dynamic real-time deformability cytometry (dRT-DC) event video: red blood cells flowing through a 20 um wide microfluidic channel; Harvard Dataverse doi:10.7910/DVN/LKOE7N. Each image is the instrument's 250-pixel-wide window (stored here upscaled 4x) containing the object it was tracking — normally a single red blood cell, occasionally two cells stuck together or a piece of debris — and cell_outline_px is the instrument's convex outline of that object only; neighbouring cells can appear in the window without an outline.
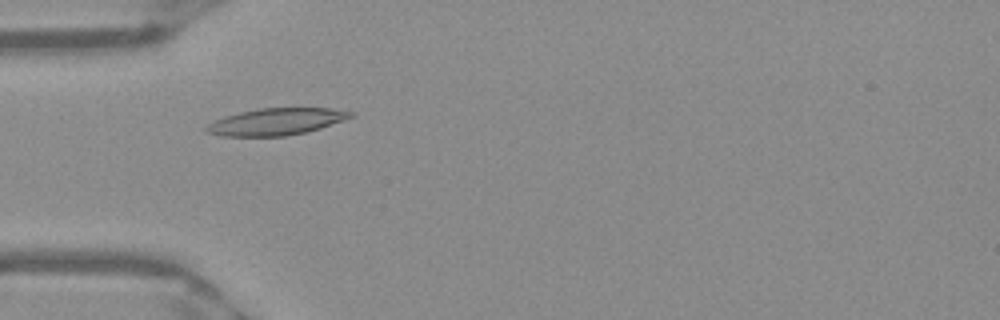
{"species": "Egyptian fruit bat (a non-hibernating species)", "species_latin": "Rousettus aegyptiacus", "temperature_condition": "warm", "stored_images_in_passage": 38, "camera_frame_rate_fps": 3000, "um_per_image_px": 0.085, "frame": {"image": 1, "passage_image": 3, "time_ms": 0.667, "image_size_px": [1000, 320], "cell_outline_px": [[356, 116], [320, 128], [304, 132], [284, 136], [220, 136], [204, 132], [204, 124], [212, 120], [224, 116], [256, 108], [332, 108], [356, 112]], "centroid_in_image_um": [23.43, 10.33], "position_along_channel_um": 61.6, "area_um2": 22.95}}
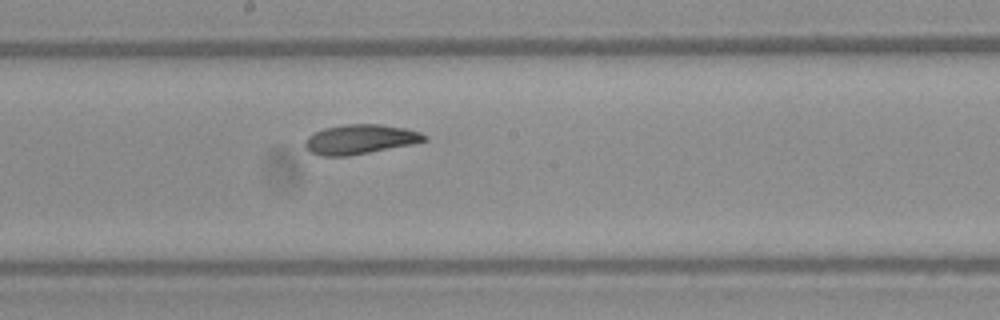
{"frame": {"image": 2, "passage_image": 15, "time_ms": 4.667, "image_size_px": [1000, 320], "cell_outline_px": [[428, 140], [412, 144], [348, 156], [320, 156], [312, 152], [304, 144], [304, 140], [308, 136], [324, 128], [344, 124], [380, 124], [404, 128], [420, 132], [428, 136]], "centroid_in_image_um": [30.62, 11.83], "position_along_channel_um": 217.6, "area_um2": 20.46}}
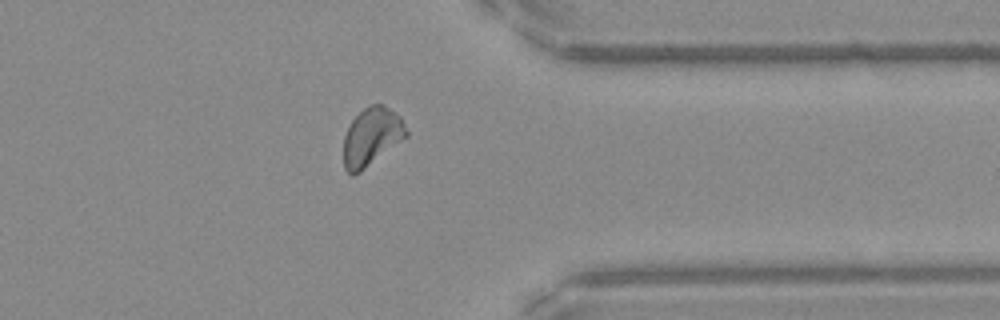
{"frame": {"image": 3, "passage_image": 28, "time_ms": 9.0, "image_size_px": [1000, 320], "cell_outline_px": [[408, 136], [360, 172], [352, 176], [344, 168], [344, 136], [352, 120], [364, 108], [372, 104], [384, 104], [400, 116], [408, 132]], "centroid_in_image_um": [31.59, 11.62], "position_along_channel_um": 379.8, "area_um2": 21.1}, "authors_computed_cell_mechanics": {"area_um2": 20.4901, "velocity_mm_per_s": 3.938, "shape_relaxation_time_tau1_ms": 10.3566, "shape_relaxation_time_tau2_ms": 3.57, "deformation_change_tau1": 0.233, "deformation_change_tau2": 0.1002}}